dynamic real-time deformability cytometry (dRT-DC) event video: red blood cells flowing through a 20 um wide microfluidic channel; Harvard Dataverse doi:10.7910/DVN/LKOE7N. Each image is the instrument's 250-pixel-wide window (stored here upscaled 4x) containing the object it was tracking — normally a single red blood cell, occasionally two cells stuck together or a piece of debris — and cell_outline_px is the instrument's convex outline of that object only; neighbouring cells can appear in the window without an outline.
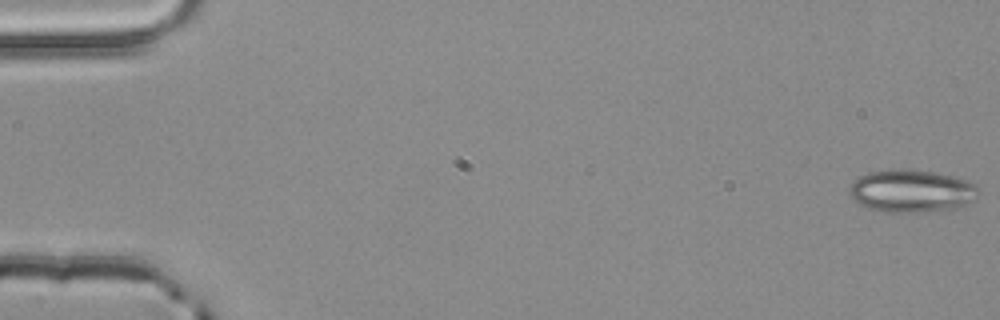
{"species": "common noctule bat (a hibernating species)", "species_latin": "Nyctalus noctula", "temperature_condition": "room temperature", "stored_images_in_passage": 3, "camera_frame_rate_fps": 3000, "um_per_image_px": 0.085, "animal": {"sex": "male", "body_mass_g": 20.4}, "frame": {"image": 1, "passage_image": 1, "time_ms": 0.0, "image_size_px": [1000, 320], "cell_outline_px": [[980, 192], [968, 204], [948, 208], [920, 212], [884, 212], [868, 208], [860, 204], [848, 192], [848, 188], [860, 176], [868, 172], [888, 168], [900, 168], [932, 172], [952, 176], [976, 184]], "centroid_in_image_um": [77.44, 16.22], "position_along_channel_um": 7.6, "area_um2": 31.85}}